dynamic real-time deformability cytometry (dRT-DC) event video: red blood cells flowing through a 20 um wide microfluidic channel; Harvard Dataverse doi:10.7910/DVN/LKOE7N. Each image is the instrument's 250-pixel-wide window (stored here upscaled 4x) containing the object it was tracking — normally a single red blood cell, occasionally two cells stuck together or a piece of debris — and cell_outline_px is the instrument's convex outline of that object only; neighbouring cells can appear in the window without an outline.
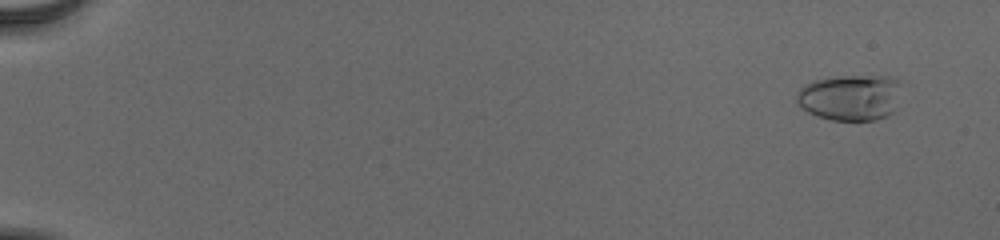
{"species": "human", "species_latin": "Homo sapiens", "temperature_condition": "cold", "stored_images_in_passage": 56, "camera_frame_rate_fps": 3000, "um_per_image_px": 0.085, "donor": {"sex": "male"}, "frame": {"image": 1, "passage_image": 4, "time_ms": 1.0, "image_size_px": [1000, 240], "cell_outline_px": [[900, 80], [892, 112], [888, 116], [876, 120], [832, 120], [816, 116], [800, 108], [796, 104], [796, 92], [804, 84], [812, 80], [828, 76], [888, 76]], "centroid_in_image_um": [72.17, 8.27], "position_along_channel_um": 12.8, "area_um2": 28.32}}
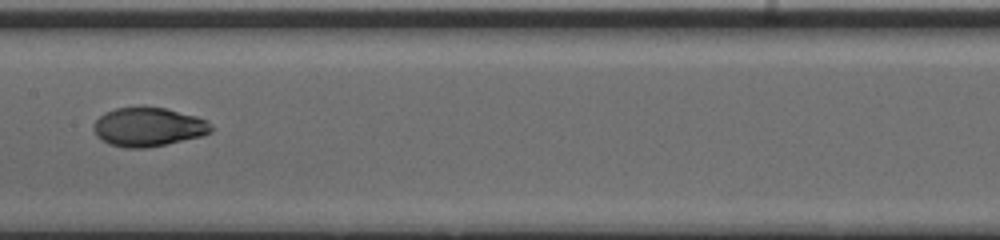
{"frame": {"image": 2, "passage_image": 32, "time_ms": 10.333, "image_size_px": [1000, 240], "cell_outline_px": [[216, 128], [212, 132], [200, 136], [164, 144], [144, 148], [124, 148], [108, 144], [100, 140], [96, 136], [92, 128], [96, 120], [104, 112], [116, 108], [144, 104], [164, 108], [196, 116], [204, 120]], "centroid_in_image_um": [12.55, 10.76], "position_along_channel_um": 194.8, "area_um2": 27.11}}
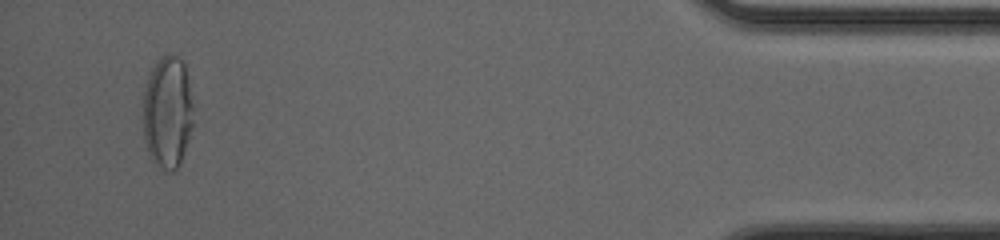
{"frame": {"image": 3, "passage_image": 54, "time_ms": 17.667, "image_size_px": [1000, 240], "cell_outline_px": [[192, 124], [188, 140], [180, 164], [172, 172], [168, 172], [156, 164], [152, 160], [148, 152], [144, 140], [140, 112], [144, 88], [148, 76], [152, 68], [160, 56], [168, 52], [176, 56], [184, 64], [188, 80], [192, 100]], "centroid_in_image_um": [14.18, 9.53], "position_along_channel_um": 421.0, "area_um2": 33.58}, "authors_computed_cell_mechanics": {"area_um2": 26.8192, "velocity_mm_per_s": 3.9101, "shape_relaxation_time_tau1_ms": 4.5061, "shape_relaxation_time_tau2_ms": 0.7224, "deformation_change_tau1": 0.2022, "deformation_change_tau2": 0.0363}}